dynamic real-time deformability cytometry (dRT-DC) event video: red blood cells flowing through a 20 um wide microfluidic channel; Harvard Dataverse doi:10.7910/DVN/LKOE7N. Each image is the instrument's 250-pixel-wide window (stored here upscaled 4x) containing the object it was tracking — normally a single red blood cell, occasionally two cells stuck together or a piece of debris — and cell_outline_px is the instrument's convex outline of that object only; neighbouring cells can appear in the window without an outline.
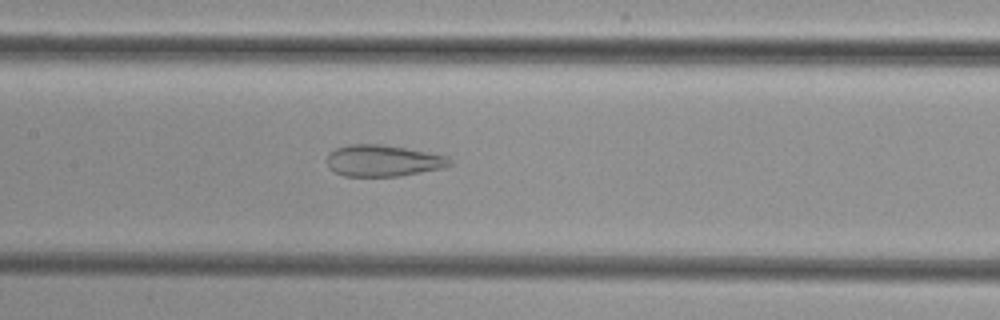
{"species": "common noctule bat (a hibernating species)", "species_latin": "Nyctalus noctula", "temperature_condition": "cold", "stored_images_in_passage": 38, "camera_frame_rate_fps": 3000, "um_per_image_px": 0.085, "animal": {"sex": "female", "body_mass_g": 29.2, "forearm_length_mm": 56.3}, "frame": {"image": 1, "passage_image": 11, "time_ms": 3.333, "image_size_px": [1000, 320], "cell_outline_px": [[456, 164], [444, 168], [400, 176], [344, 176], [328, 168], [328, 152], [336, 148], [348, 144], [380, 144], [404, 148], [448, 156]], "centroid_in_image_um": [32.59, 13.66], "position_along_channel_um": 174.8, "area_um2": 22.66}}
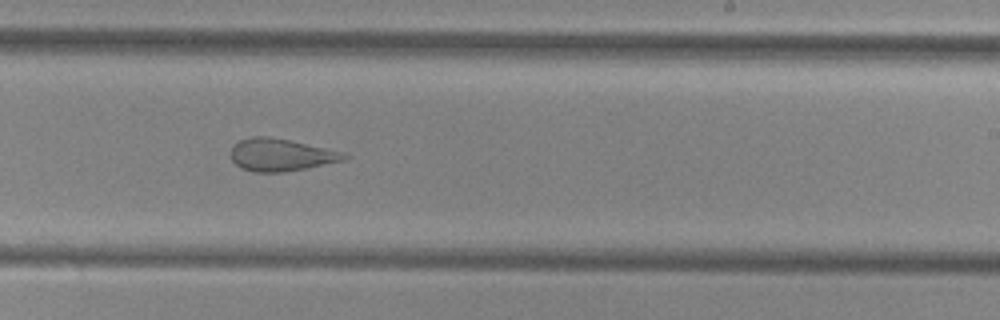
{"frame": {"image": 2, "passage_image": 18, "time_ms": 5.667, "image_size_px": [1000, 320], "cell_outline_px": [[352, 156], [344, 160], [308, 168], [284, 172], [252, 172], [240, 168], [232, 160], [232, 144], [240, 140], [252, 136], [268, 136], [288, 140], [344, 152]], "centroid_in_image_um": [23.88, 13.17], "position_along_channel_um": 265.1, "area_um2": 21.44}}
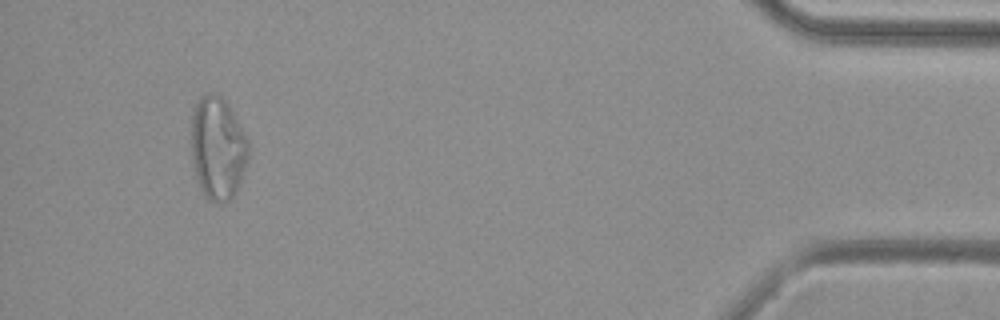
{"frame": {"image": 3, "passage_image": 35, "time_ms": 11.333, "image_size_px": [1000, 320], "cell_outline_px": [[248, 160], [240, 180], [232, 196], [224, 204], [216, 204], [208, 200], [204, 196], [196, 180], [192, 160], [192, 116], [196, 104], [208, 92], [212, 92], [220, 96], [228, 104], [248, 140]], "centroid_in_image_um": [18.5, 12.64], "position_along_channel_um": 416.7, "area_um2": 34.04}}